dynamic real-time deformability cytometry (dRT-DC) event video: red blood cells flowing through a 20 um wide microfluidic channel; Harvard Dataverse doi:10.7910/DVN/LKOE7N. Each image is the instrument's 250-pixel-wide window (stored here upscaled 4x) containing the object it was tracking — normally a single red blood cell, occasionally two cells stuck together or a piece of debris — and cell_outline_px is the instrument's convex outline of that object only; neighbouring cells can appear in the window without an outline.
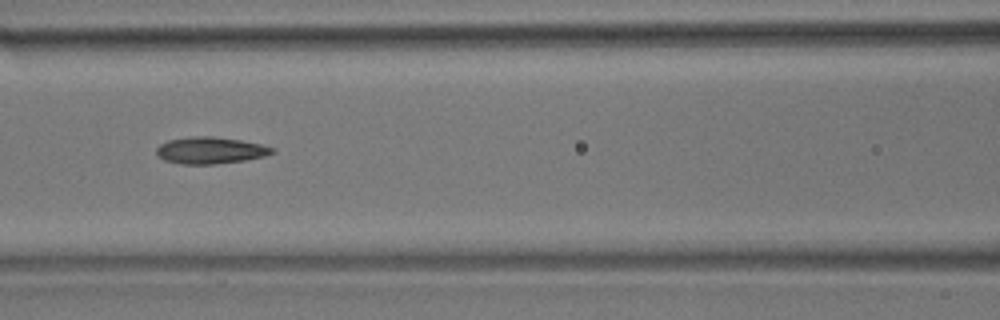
{"species": "common noctule bat (a hibernating species)", "species_latin": "Nyctalus noctula", "temperature_condition": "room temperature", "stored_images_in_passage": 12, "camera_frame_rate_fps": 3000, "um_per_image_px": 0.085, "animal": {"sex": "male", "body_mass_g": 17.9}, "frame": {"image": 1, "passage_image": 5, "time_ms": 5.333, "image_size_px": [1000, 320], "cell_outline_px": [[276, 152], [264, 156], [244, 160], [216, 164], [180, 164], [164, 160], [156, 156], [156, 148], [160, 144], [168, 140], [192, 136], [212, 136], [240, 140], [264, 144], [276, 148]], "centroid_in_image_um": [17.89, 12.78], "position_along_channel_um": 148.7, "area_um2": 18.26}}
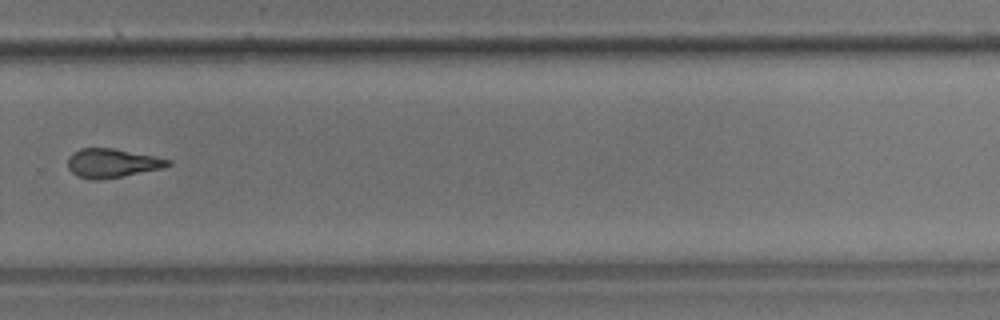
{"frame": {"image": 2, "passage_image": 9, "time_ms": 10.0, "image_size_px": [1000, 320], "cell_outline_px": [[172, 164], [160, 168], [100, 180], [92, 180], [76, 176], [68, 168], [68, 156], [72, 152], [80, 148], [112, 148], [172, 160]], "centroid_in_image_um": [9.45, 13.86], "position_along_channel_um": 320.3, "area_um2": 16.65}}
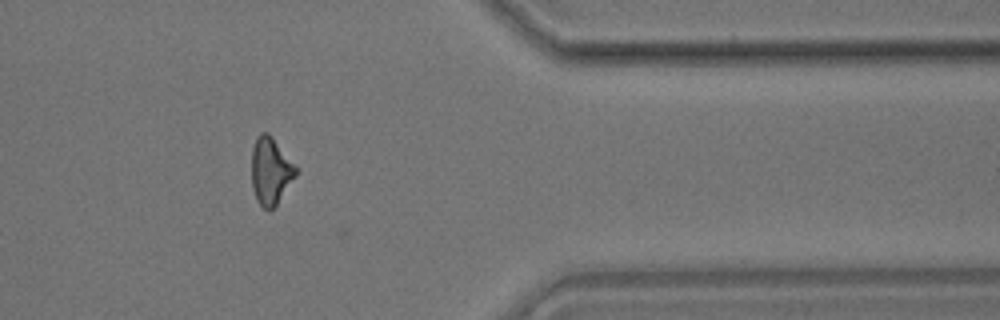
{"frame": {"image": 3, "passage_image": 11, "time_ms": 12.333, "image_size_px": [1000, 320], "cell_outline_px": [[296, 176], [276, 204], [268, 212], [256, 200], [252, 188], [252, 148], [256, 136], [260, 132], [268, 132], [272, 136], [296, 168]], "centroid_in_image_um": [22.96, 14.52], "position_along_channel_um": 388.4, "area_um2": 17.11}, "authors_computed_cell_mechanics": {"area_um2": 17.4267, "velocity_mm_per_s": 3.6904, "shape_relaxation_time_tau1_ms": null, "shape_relaxation_time_tau2_ms": 2.4804, "deformation_change_tau1": null, "deformation_change_tau2": 0.1092}}